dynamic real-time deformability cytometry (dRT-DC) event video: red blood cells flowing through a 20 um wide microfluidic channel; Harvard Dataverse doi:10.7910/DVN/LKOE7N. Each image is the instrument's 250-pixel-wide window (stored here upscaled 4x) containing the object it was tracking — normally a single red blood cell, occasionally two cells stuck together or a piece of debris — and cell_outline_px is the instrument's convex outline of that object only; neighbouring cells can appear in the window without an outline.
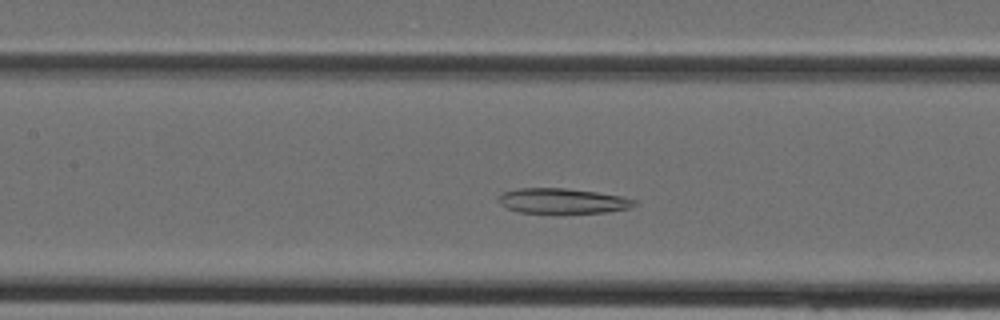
{"species": "Egyptian fruit bat (a non-hibernating species)", "species_latin": "Rousettus aegyptiacus", "temperature_condition": "cold", "stored_images_in_passage": 33, "camera_frame_rate_fps": 3000, "um_per_image_px": 0.085, "animal": {"sex": "female"}, "frame": {"image": 1, "passage_image": 12, "time_ms": 3.667, "image_size_px": [1000, 320], "cell_outline_px": [[636, 204], [632, 208], [608, 212], [520, 212], [508, 208], [500, 204], [496, 200], [504, 192], [520, 188], [568, 188], [596, 192], [620, 196], [636, 200]], "centroid_in_image_um": [47.84, 17.07], "position_along_channel_um": 159.6, "area_um2": 19.65}}
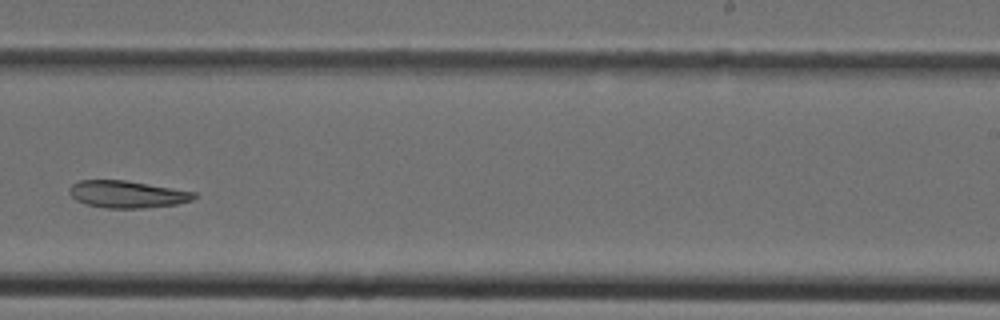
{"frame": {"image": 2, "passage_image": 19, "time_ms": 6.0, "image_size_px": [1000, 320], "cell_outline_px": [[196, 196], [192, 200], [176, 204], [140, 208], [104, 208], [84, 204], [76, 200], [68, 192], [68, 188], [72, 184], [80, 180], [124, 180], [196, 192]], "centroid_in_image_um": [10.76, 16.51], "position_along_channel_um": 278.2, "area_um2": 19.65}}
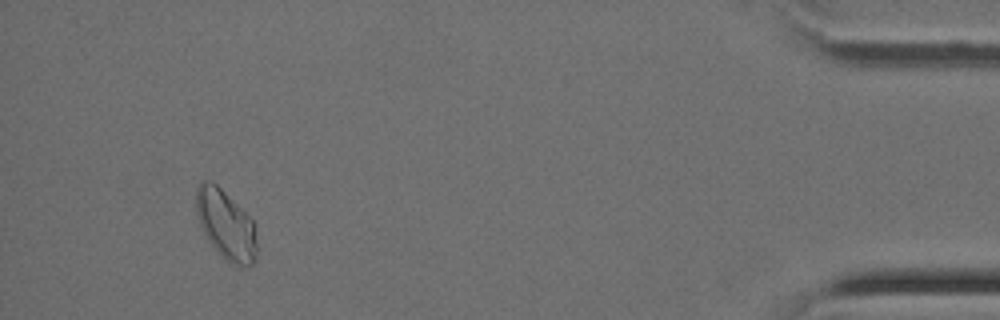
{"frame": {"image": 3, "passage_image": 31, "time_ms": 10.0, "image_size_px": [1000, 320], "cell_outline_px": [[256, 260], [248, 268], [232, 264], [208, 240], [200, 224], [196, 212], [196, 188], [200, 180], [208, 180], [216, 184], [256, 224]], "centroid_in_image_um": [19.21, 19.1], "position_along_channel_um": 416.0, "area_um2": 24.22}}